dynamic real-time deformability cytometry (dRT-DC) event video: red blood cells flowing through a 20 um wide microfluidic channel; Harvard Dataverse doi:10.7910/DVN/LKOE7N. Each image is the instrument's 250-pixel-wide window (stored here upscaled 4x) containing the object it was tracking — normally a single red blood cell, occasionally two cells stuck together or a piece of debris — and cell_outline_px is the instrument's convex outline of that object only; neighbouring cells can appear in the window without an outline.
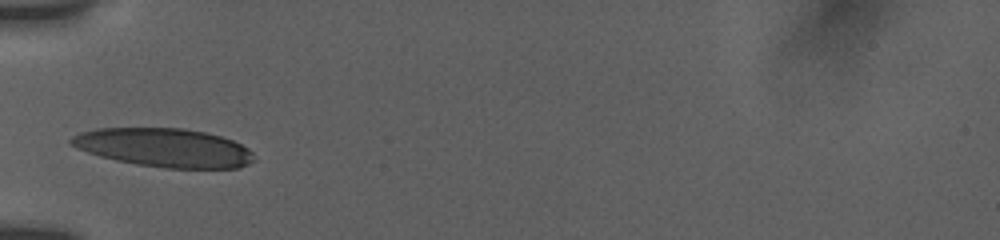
{"species": "human", "species_latin": "Homo sapiens", "temperature_condition": "room temperature", "stored_images_in_passage": 2, "camera_frame_rate_fps": 3000, "um_per_image_px": 0.085, "donor": {"sex": "female"}, "frame": {"image": 1, "passage_image": 1, "time_ms": 0.0, "image_size_px": [1000, 240], "cell_outline_px": [[256, 160], [240, 168], [164, 168], [136, 164], [116, 160], [100, 156], [76, 148], [68, 144], [68, 140], [72, 136], [80, 132], [96, 128], [184, 128], [204, 132], [220, 136], [232, 140], [248, 148], [252, 152]], "centroid_in_image_um": [13.94, 12.55], "position_along_channel_um": 71.1, "area_um2": 41.38}}